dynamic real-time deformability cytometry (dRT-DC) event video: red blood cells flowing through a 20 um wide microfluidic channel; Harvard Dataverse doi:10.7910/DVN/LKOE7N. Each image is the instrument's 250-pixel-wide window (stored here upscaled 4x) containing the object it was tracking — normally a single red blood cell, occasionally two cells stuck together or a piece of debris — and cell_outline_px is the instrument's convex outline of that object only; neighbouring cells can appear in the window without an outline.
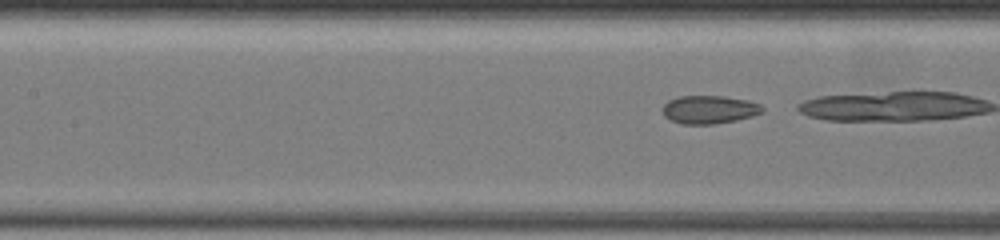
{"species": "common noctule bat (a hibernating species)", "species_latin": "Nyctalus noctula", "temperature_condition": "warm", "stored_images_in_passage": 77, "camera_frame_rate_fps": 3000, "um_per_image_px": 0.085, "animal": {"sex": "female", "body_mass_g": 19.5, "forearm_length_mm": 54.1}, "frame": {"image": 1, "passage_image": 46, "time_ms": 10.333, "image_size_px": [1000, 240], "cell_outline_px": [[764, 112], [752, 116], [736, 120], [712, 124], [680, 124], [664, 116], [660, 108], [668, 100], [680, 96], [724, 96], [748, 100], [760, 104], [764, 108]], "centroid_in_image_um": [60.27, 9.31], "position_along_channel_um": 147.1, "area_um2": 16.53}}